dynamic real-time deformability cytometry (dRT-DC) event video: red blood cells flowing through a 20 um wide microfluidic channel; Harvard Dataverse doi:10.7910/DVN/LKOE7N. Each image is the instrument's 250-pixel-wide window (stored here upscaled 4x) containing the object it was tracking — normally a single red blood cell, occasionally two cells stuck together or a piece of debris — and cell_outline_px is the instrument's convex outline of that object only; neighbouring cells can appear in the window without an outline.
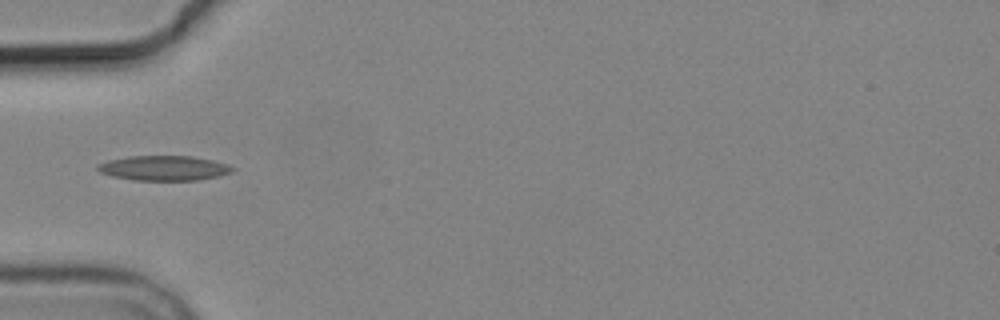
{"species": "common noctule bat (a hibernating species)", "species_latin": "Nyctalus noctula", "temperature_condition": "cold", "stored_images_in_passage": 1, "camera_frame_rate_fps": 3000, "um_per_image_px": 0.085, "animal": {"sex": "male", "body_mass_g": 19.2, "forearm_length_mm": 51.8}, "frame": {"image": 1, "passage_image": 1, "time_ms": 0.0, "image_size_px": [1000, 320], "cell_outline_px": [[236, 168], [232, 172], [220, 176], [200, 180], [132, 180], [112, 176], [100, 172], [96, 168], [96, 164], [108, 160], [128, 156], [192, 156], [212, 160], [228, 164]], "centroid_in_image_um": [13.94, 14.29], "position_along_channel_um": 71.1, "area_um2": 19.71}}